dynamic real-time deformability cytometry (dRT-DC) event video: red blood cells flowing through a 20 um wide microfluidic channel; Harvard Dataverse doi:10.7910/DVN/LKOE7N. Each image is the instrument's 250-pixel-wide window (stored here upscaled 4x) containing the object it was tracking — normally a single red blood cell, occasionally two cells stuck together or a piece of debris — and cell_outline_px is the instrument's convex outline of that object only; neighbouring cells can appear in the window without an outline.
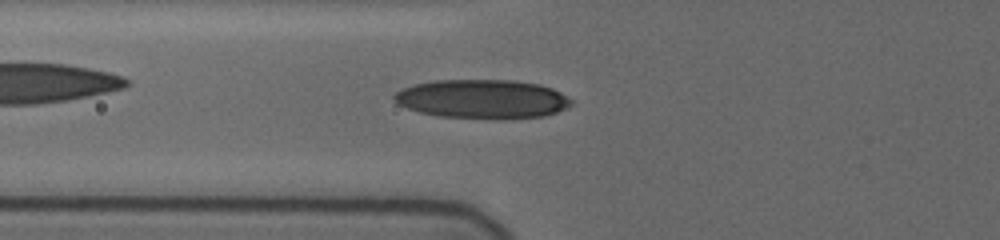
{"species": "human", "species_latin": "Homo sapiens", "temperature_condition": "cold", "stored_images_in_passage": 7, "camera_frame_rate_fps": 3000, "um_per_image_px": 0.085, "donor": {"sex": "female"}, "frame": {"image": 1, "passage_image": 7, "time_ms": 7.333, "image_size_px": [1000, 240], "cell_outline_px": [[572, 104], [556, 112], [544, 116], [504, 120], [492, 120], [436, 116], [420, 112], [396, 104], [392, 100], [392, 96], [400, 88], [412, 84], [432, 80], [512, 80], [540, 84], [552, 88], [560, 92], [572, 100]], "centroid_in_image_um": [40.95, 8.43], "position_along_channel_um": 84.9, "area_um2": 41.04}}